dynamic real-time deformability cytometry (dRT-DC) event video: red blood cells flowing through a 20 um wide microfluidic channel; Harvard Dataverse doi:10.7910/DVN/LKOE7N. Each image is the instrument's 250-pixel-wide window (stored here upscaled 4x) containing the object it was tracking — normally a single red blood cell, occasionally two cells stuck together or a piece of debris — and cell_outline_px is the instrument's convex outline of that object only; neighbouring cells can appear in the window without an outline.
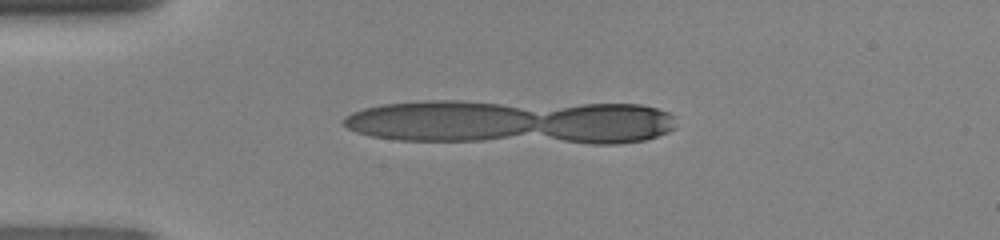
{"species": "human", "species_latin": "Homo sapiens", "temperature_condition": "room temperature", "stored_images_in_passage": 6, "segment_of_instrument_passage": [2, 2], "camera_frame_rate_fps": 3000, "um_per_image_px": 0.085, "donor": {"sex": "female"}, "frame": {"image": 1, "passage_image": 6, "time_ms": 1.667, "image_size_px": [1000, 240], "cell_outline_px": [[660, 132], [652, 136], [636, 140], [572, 140], [556, 136], [548, 132], [548, 116], [556, 112], [572, 108], [600, 104], [628, 104], [652, 108], [660, 112]], "centroid_in_image_um": [51.46, 10.43], "position_along_channel_um": 33.5, "area_um2": 25.61}}